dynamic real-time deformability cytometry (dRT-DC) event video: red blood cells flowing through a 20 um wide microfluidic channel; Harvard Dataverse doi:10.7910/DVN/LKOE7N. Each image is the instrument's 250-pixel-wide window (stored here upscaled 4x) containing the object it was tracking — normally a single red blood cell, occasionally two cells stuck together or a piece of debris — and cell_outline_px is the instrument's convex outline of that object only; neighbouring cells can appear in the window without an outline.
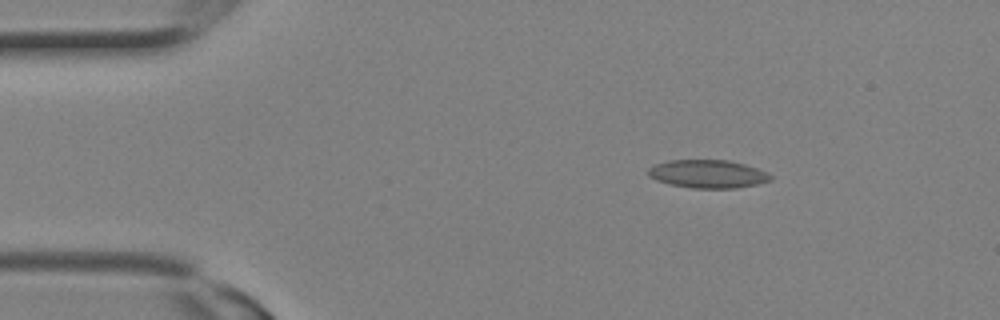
{"species": "Egyptian fruit bat (a non-hibernating species)", "species_latin": "Rousettus aegyptiacus", "temperature_condition": "room temperature", "stored_images_in_passage": 2, "camera_frame_rate_fps": 3000, "um_per_image_px": 0.085, "animal": {"sex": "female"}, "frame": {"image": 1, "passage_image": 1, "time_ms": 0.0, "image_size_px": [1000, 320], "cell_outline_px": [[772, 180], [756, 184], [736, 188], [692, 188], [672, 184], [656, 180], [648, 176], [648, 168], [656, 164], [668, 160], [728, 160], [744, 164], [768, 172], [772, 176]], "centroid_in_image_um": [60.17, 14.78], "position_along_channel_um": 24.8, "area_um2": 20.0}}